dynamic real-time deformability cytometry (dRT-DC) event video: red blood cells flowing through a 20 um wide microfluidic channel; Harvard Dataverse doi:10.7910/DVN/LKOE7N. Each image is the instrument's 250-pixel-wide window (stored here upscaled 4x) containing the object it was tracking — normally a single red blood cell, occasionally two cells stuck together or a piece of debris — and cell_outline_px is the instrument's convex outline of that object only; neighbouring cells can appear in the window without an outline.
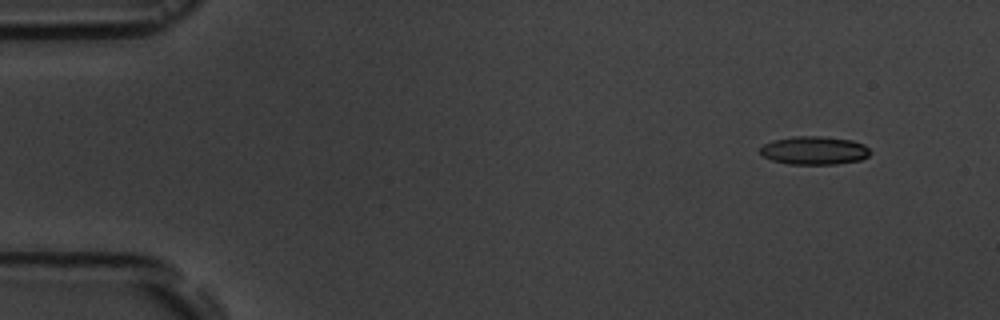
{"species": "common noctule bat (a hibernating species)", "species_latin": "Nyctalus noctula", "temperature_condition": "room temperature", "stored_images_in_passage": 5, "camera_frame_rate_fps": 3000, "um_per_image_px": 0.085, "animal": {"sex": "male", "body_mass_g": 19.5, "forearm_length_mm": 54.6}, "frame": {"image": 1, "passage_image": 1, "time_ms": 0.0, "image_size_px": [1000, 320], "cell_outline_px": [[872, 152], [868, 156], [860, 160], [836, 164], [788, 164], [772, 160], [764, 156], [760, 152], [760, 148], [764, 144], [772, 140], [796, 136], [820, 136], [852, 140], [864, 144]], "centroid_in_image_um": [69.22, 12.79], "position_along_channel_um": 15.8, "area_um2": 18.15}}
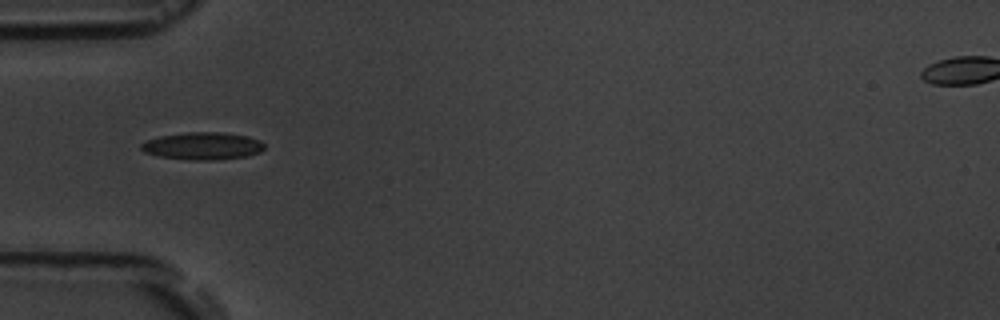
{"frame": {"image": 2, "passage_image": 4, "time_ms": 4.333, "image_size_px": [1000, 320], "cell_outline_px": [[264, 148], [260, 152], [248, 156], [216, 160], [192, 160], [160, 156], [144, 152], [140, 148], [140, 144], [148, 140], [160, 136], [188, 132], [220, 132], [248, 136], [260, 140], [264, 144]], "centroid_in_image_um": [17.25, 12.41], "position_along_channel_um": 67.7, "area_um2": 19.65}}
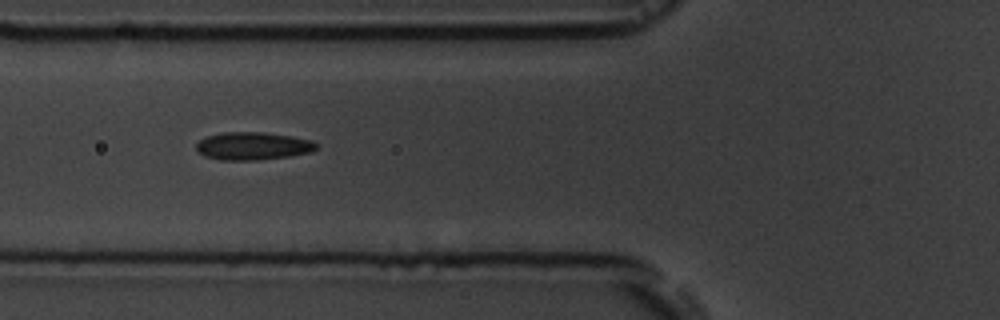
{"frame": {"image": 3, "passage_image": 5, "time_ms": 5.333, "image_size_px": [1000, 320], "cell_outline_px": [[316, 148], [312, 152], [288, 156], [256, 160], [220, 160], [204, 156], [196, 152], [196, 144], [204, 136], [220, 132], [264, 132], [292, 136], [312, 140], [316, 144]], "centroid_in_image_um": [21.44, 12.4], "position_along_channel_um": 104.4, "area_um2": 19.65}}